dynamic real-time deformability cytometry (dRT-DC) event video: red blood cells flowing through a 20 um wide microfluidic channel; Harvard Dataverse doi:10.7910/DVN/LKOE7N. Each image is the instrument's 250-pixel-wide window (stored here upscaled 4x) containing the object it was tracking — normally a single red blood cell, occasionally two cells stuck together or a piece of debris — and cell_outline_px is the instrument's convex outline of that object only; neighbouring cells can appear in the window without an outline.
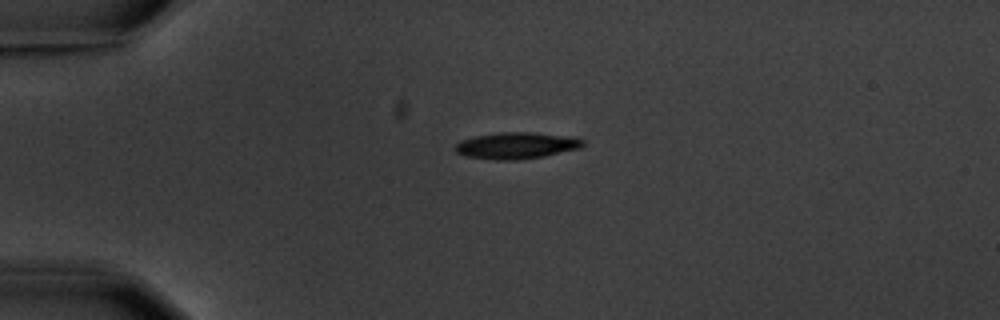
{"species": "common noctule bat (a hibernating species)", "species_latin": "Nyctalus noctula", "temperature_condition": "warm", "stored_images_in_passage": 2, "camera_frame_rate_fps": 3000, "um_per_image_px": 0.085, "animal": {"sex": "male", "body_mass_g": 20.1, "forearm_length_mm": 53.5}, "frame": {"image": 1, "passage_image": 1, "time_ms": 0.0, "image_size_px": [1000, 320], "cell_outline_px": [[584, 144], [580, 148], [544, 156], [516, 160], [496, 160], [468, 156], [456, 152], [456, 144], [460, 140], [476, 136], [500, 132], [532, 132], [572, 136], [584, 140]], "centroid_in_image_um": [43.93, 12.36], "position_along_channel_um": 41.1, "area_um2": 19.65}}